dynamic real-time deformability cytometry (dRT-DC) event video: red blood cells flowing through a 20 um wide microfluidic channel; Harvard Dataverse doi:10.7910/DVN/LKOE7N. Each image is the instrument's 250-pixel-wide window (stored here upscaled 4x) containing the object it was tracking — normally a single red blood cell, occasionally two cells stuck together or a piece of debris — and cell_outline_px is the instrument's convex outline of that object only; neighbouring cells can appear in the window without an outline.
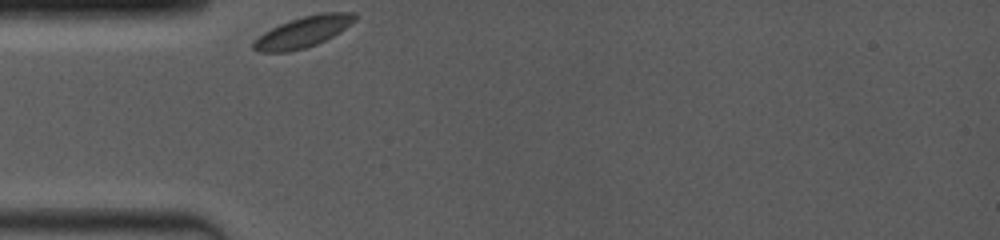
{"species": "common noctule bat (a hibernating species)", "species_latin": "Nyctalus noctula", "temperature_condition": "room temperature", "stored_images_in_passage": 10, "camera_frame_rate_fps": 4000, "um_per_image_px": 0.085, "animal": {"sex": "female", "body_mass_g": 19.0, "forearm_length_mm": 53.3}, "frame": {"image": 1, "passage_image": 1, "time_ms": 0.0, "image_size_px": [1000, 240], "cell_outline_px": [[356, 20], [340, 32], [316, 44], [304, 48], [288, 52], [256, 52], [252, 48], [252, 44], [264, 32], [280, 24], [304, 16], [324, 12], [356, 12]], "centroid_in_image_um": [25.78, 2.72], "position_along_channel_um": 59.2, "area_um2": 18.03}}
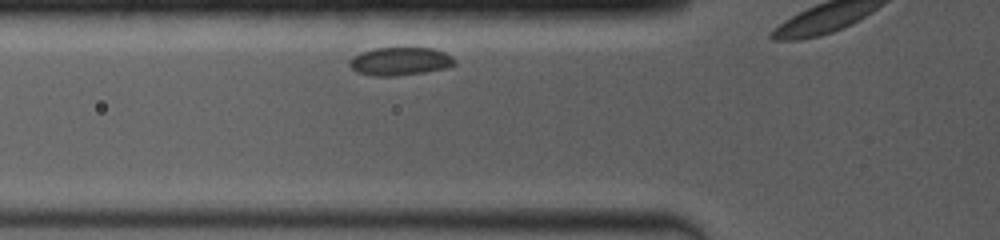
{"frame": {"image": 2, "passage_image": 5, "time_ms": 1.0, "image_size_px": [1000, 240], "cell_outline_px": [[456, 64], [448, 68], [424, 72], [396, 76], [372, 76], [356, 72], [348, 64], [348, 60], [352, 56], [360, 52], [376, 48], [432, 48], [444, 52], [452, 56], [456, 60]], "centroid_in_image_um": [33.99, 5.22], "position_along_channel_um": 91.8, "area_um2": 17.46}}
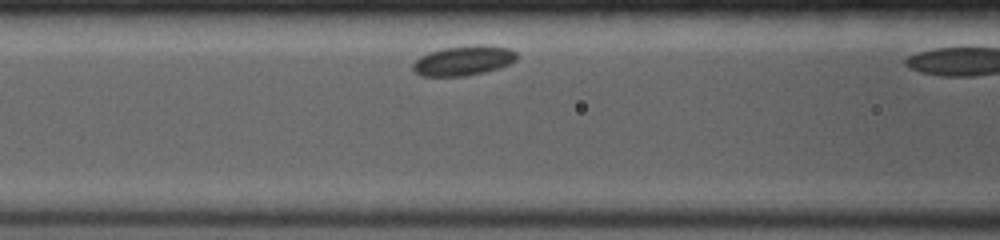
{"frame": {"image": 3, "passage_image": 9, "time_ms": 2.0, "image_size_px": [1000, 240], "cell_outline_px": [[516, 60], [500, 68], [484, 72], [464, 76], [420, 76], [412, 68], [412, 64], [420, 56], [428, 52], [444, 48], [476, 44], [484, 44], [508, 48], [516, 52]], "centroid_in_image_um": [39.38, 5.14], "position_along_channel_um": 127.2, "area_um2": 18.09}}